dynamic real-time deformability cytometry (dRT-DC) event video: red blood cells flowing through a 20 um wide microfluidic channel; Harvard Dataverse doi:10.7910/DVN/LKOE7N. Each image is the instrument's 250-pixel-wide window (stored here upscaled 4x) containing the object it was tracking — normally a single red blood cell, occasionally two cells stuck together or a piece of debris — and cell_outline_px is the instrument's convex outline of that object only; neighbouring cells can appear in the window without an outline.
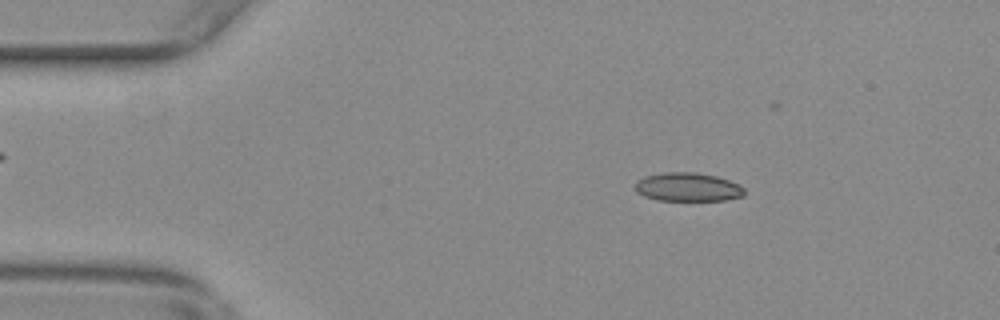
{"species": "common noctule bat (a hibernating species)", "species_latin": "Nyctalus noctula", "temperature_condition": "warm", "stored_images_in_passage": 50, "camera_frame_rate_fps": 3000, "um_per_image_px": 0.085, "animal": {"sex": "female", "body_mass_g": 29.2, "forearm_length_mm": 56.3}, "frame": {"image": 1, "passage_image": 9, "time_ms": 2.667, "image_size_px": [1000, 320], "cell_outline_px": [[744, 196], [724, 200], [656, 200], [644, 196], [636, 192], [636, 184], [644, 176], [664, 172], [696, 172], [716, 176], [740, 184], [744, 188]], "centroid_in_image_um": [58.48, 15.9], "position_along_channel_um": 26.5, "area_um2": 18.21}}
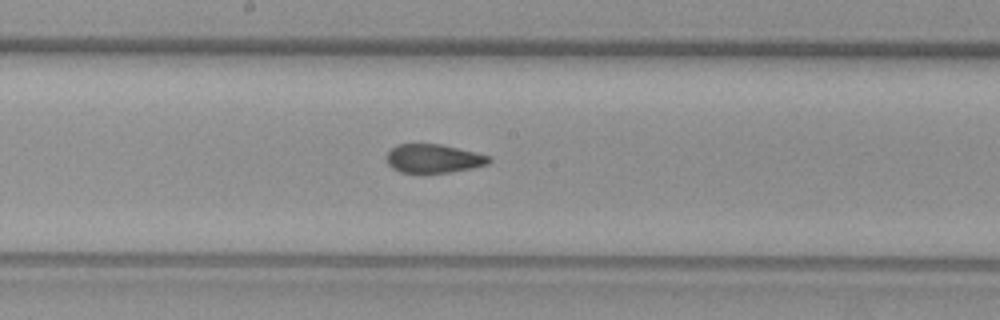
{"frame": {"image": 2, "passage_image": 29, "time_ms": 9.333, "image_size_px": [1000, 320], "cell_outline_px": [[492, 160], [488, 164], [472, 168], [452, 172], [424, 176], [400, 172], [392, 168], [388, 164], [388, 152], [396, 144], [440, 144], [488, 156]], "centroid_in_image_um": [36.8, 13.53], "position_along_channel_um": 211.4, "area_um2": 17.51}}
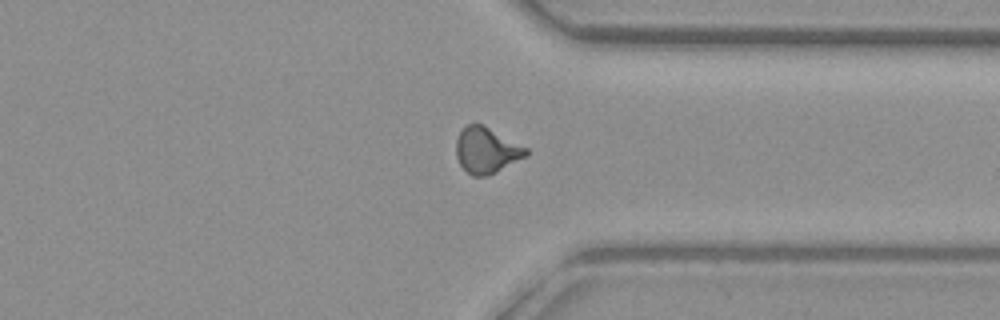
{"frame": {"image": 3, "passage_image": 42, "time_ms": 13.667, "image_size_px": [1000, 320], "cell_outline_px": [[528, 156], [488, 176], [472, 176], [460, 164], [456, 156], [456, 140], [460, 132], [468, 124], [484, 124], [528, 148]], "centroid_in_image_um": [41.38, 12.77], "position_along_channel_um": 370.0, "area_um2": 18.79}, "authors_computed_cell_mechanics": {"area_um2": 18.1492, "velocity_mm_per_s": 3.7133, "shape_relaxation_time_tau1_ms": null, "shape_relaxation_time_tau2_ms": 1.4139, "deformation_change_tau1": null, "deformation_change_tau2": 0.0805}}